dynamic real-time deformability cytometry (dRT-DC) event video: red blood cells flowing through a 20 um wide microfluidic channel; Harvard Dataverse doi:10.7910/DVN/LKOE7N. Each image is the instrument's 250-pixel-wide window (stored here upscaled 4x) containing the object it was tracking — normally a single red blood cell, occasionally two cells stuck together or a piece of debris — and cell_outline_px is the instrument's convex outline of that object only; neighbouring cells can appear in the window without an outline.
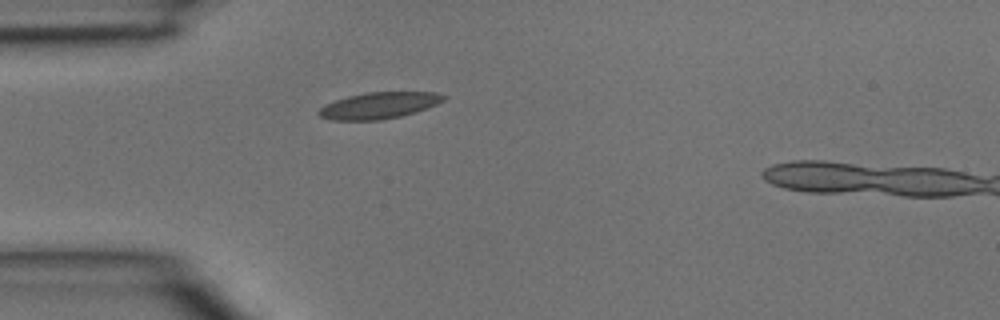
{"species": "common noctule bat (a hibernating species)", "species_latin": "Nyctalus noctula", "temperature_condition": "room temperature", "stored_images_in_passage": 2, "camera_frame_rate_fps": 3000, "um_per_image_px": 0.085, "animal": {"sex": "male", "body_mass_g": 15.6}, "frame": {"image": 1, "passage_image": 1, "time_ms": 0.0, "image_size_px": [1000, 320], "cell_outline_px": [[448, 96], [444, 100], [428, 108], [416, 112], [400, 116], [380, 120], [332, 120], [320, 116], [316, 112], [324, 104], [348, 96], [368, 92], [436, 92]], "centroid_in_image_um": [32.22, 8.96], "position_along_channel_um": 52.8, "area_um2": 19.25}}